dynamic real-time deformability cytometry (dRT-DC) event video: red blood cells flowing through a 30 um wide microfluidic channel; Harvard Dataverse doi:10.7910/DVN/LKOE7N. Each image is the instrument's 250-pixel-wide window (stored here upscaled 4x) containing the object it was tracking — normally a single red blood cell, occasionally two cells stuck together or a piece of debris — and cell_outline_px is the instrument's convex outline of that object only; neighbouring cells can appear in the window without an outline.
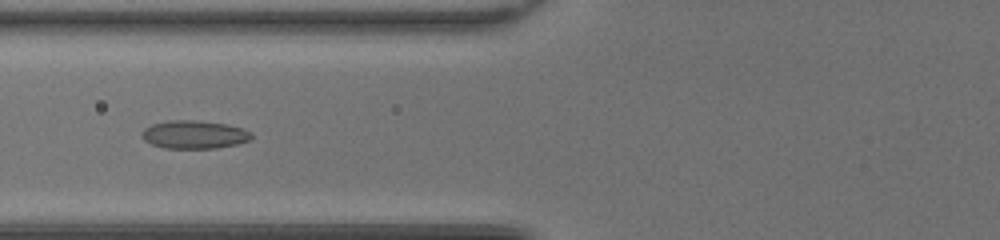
{"species": "common noctule bat (a hibernating species)", "species_latin": "Nyctalus noctula", "temperature_condition": "room temperature", "stored_images_in_passage": 53, "camera_frame_rate_fps": 3000, "um_per_image_px": 0.085, "animal": {"sex": "female", "body_mass_g": 20.0, "forearm_length_mm": 54.0}, "frame": {"image": 1, "passage_image": 24, "time_ms": 7.667, "image_size_px": [1000, 240], "cell_outline_px": [[252, 140], [236, 144], [216, 148], [164, 148], [152, 144], [144, 140], [140, 136], [144, 128], [152, 124], [168, 120], [196, 120], [228, 124], [244, 128], [252, 132]], "centroid_in_image_um": [16.53, 11.43], "position_along_channel_um": 109.3, "area_um2": 18.21}}
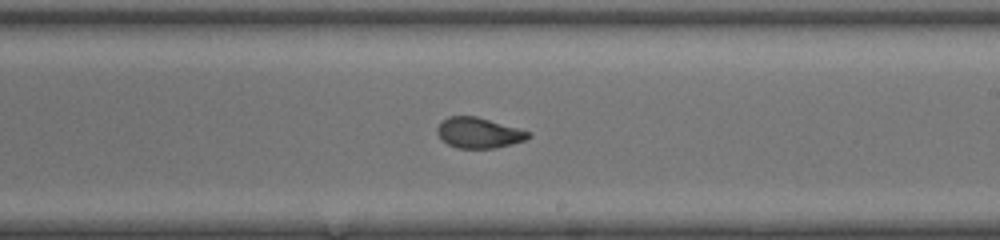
{"frame": {"image": 2, "passage_image": 34, "time_ms": 11.0, "image_size_px": [1000, 240], "cell_outline_px": [[532, 136], [524, 140], [512, 144], [496, 148], [456, 148], [448, 144], [436, 132], [436, 128], [440, 120], [448, 116], [476, 116], [532, 132]], "centroid_in_image_um": [40.69, 11.28], "position_along_channel_um": 248.3, "area_um2": 16.3}}
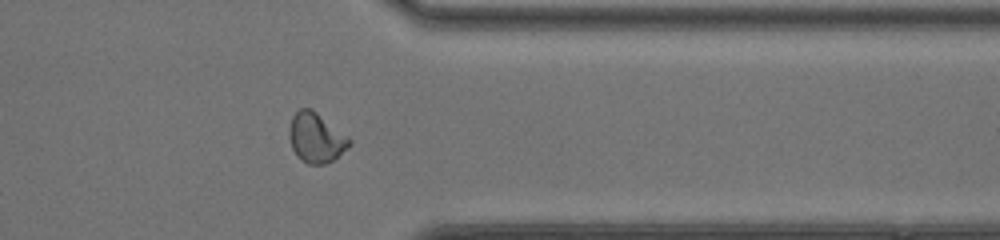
{"frame": {"image": 3, "passage_image": 44, "time_ms": 14.333, "image_size_px": [1000, 240], "cell_outline_px": [[352, 144], [348, 148], [332, 160], [324, 164], [308, 164], [300, 160], [296, 156], [292, 148], [288, 136], [288, 128], [292, 116], [300, 108], [312, 108], [348, 136], [352, 140]], "centroid_in_image_um": [26.85, 11.7], "position_along_channel_um": 384.6, "area_um2": 17.69}}